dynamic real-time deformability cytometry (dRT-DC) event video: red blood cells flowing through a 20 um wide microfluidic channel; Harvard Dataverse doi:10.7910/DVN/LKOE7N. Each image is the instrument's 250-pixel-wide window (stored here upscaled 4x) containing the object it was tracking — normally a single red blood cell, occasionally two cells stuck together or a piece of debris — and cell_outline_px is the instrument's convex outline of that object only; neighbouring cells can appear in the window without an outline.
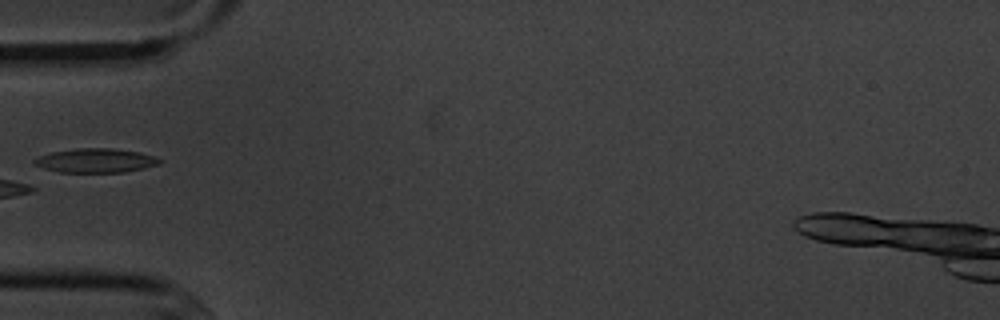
{"species": "common noctule bat (a hibernating species)", "species_latin": "Nyctalus noctula", "temperature_condition": "cold", "stored_images_in_passage": 7, "camera_frame_rate_fps": 3000, "um_per_image_px": 0.085, "animal": {"sex": "male", "body_mass_g": 20.1, "forearm_length_mm": 53.5}, "frame": {"image": 1, "passage_image": 7, "time_ms": 7.0, "image_size_px": [1000, 320], "cell_outline_px": [[164, 160], [160, 164], [144, 168], [124, 172], [60, 172], [44, 168], [36, 164], [32, 160], [40, 156], [52, 152], [76, 148], [112, 148], [140, 152], [156, 156]], "centroid_in_image_um": [8.21, 13.64], "position_along_channel_um": 76.8, "area_um2": 17.63}}